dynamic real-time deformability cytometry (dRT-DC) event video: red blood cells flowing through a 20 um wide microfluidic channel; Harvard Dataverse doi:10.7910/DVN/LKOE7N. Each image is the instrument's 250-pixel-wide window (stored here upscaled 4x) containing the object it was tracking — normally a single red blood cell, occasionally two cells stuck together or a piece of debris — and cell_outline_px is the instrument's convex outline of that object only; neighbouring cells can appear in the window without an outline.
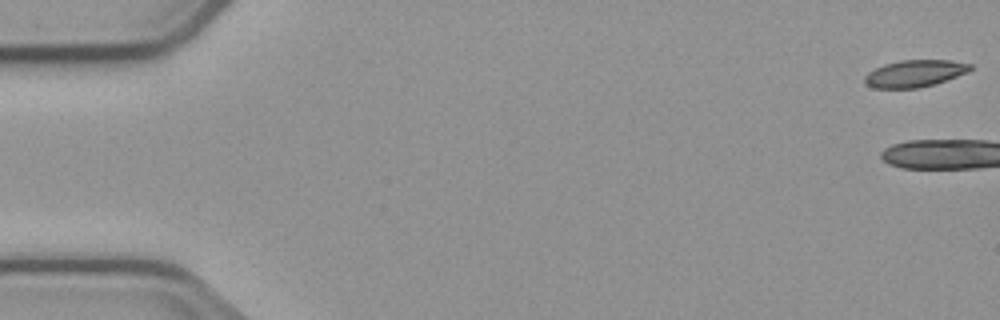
{"species": "common noctule bat (a hibernating species)", "species_latin": "Nyctalus noctula", "temperature_condition": "cold", "stored_images_in_passage": 6, "camera_frame_rate_fps": 3000, "um_per_image_px": 0.085, "animal": {"sex": "male", "body_mass_g": 23.1, "forearm_length_mm": 52.7}, "frame": {"image": 1, "passage_image": 1, "time_ms": 0.0, "image_size_px": [1000, 320], "cell_outline_px": [[972, 68], [968, 72], [932, 84], [916, 88], [872, 88], [864, 80], [864, 76], [868, 72], [884, 64], [900, 60], [948, 60], [972, 64]], "centroid_in_image_um": [77.73, 6.23], "position_along_channel_um": 7.3, "area_um2": 16.36}}
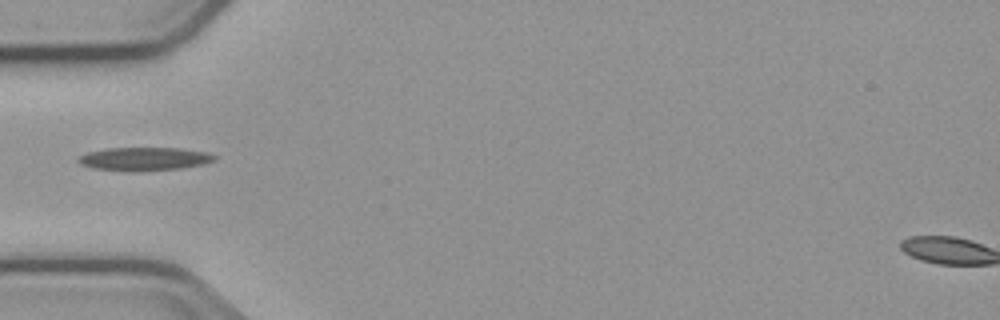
{"frame": {"image": 2, "passage_image": 6, "time_ms": 6.667, "image_size_px": [1000, 320], "cell_outline_px": [[216, 160], [204, 164], [180, 168], [140, 172], [132, 172], [92, 168], [80, 164], [76, 160], [80, 156], [88, 152], [108, 148], [180, 148], [204, 152], [216, 156]], "centroid_in_image_um": [12.24, 13.52], "position_along_channel_um": 72.8, "area_um2": 18.61}}